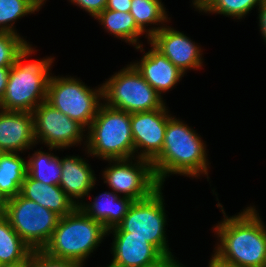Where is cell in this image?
Wrapping results in <instances>:
<instances>
[{"instance_id": "6da1fadb", "label": "cell", "mask_w": 266, "mask_h": 267, "mask_svg": "<svg viewBox=\"0 0 266 267\" xmlns=\"http://www.w3.org/2000/svg\"><path fill=\"white\" fill-rule=\"evenodd\" d=\"M213 227L219 243L214 248L221 259L238 267H266V225L255 207H247L235 216H226Z\"/></svg>"}, {"instance_id": "7a4b0ae2", "label": "cell", "mask_w": 266, "mask_h": 267, "mask_svg": "<svg viewBox=\"0 0 266 267\" xmlns=\"http://www.w3.org/2000/svg\"><path fill=\"white\" fill-rule=\"evenodd\" d=\"M206 144L194 129L171 116L167 121L161 153L152 161L157 181L163 186L169 174L208 177Z\"/></svg>"}, {"instance_id": "3957f363", "label": "cell", "mask_w": 266, "mask_h": 267, "mask_svg": "<svg viewBox=\"0 0 266 267\" xmlns=\"http://www.w3.org/2000/svg\"><path fill=\"white\" fill-rule=\"evenodd\" d=\"M33 51L32 45L28 44L11 66L6 91L0 101L1 110L32 113L40 103L46 101L51 76L49 71L54 59L47 57L22 63Z\"/></svg>"}, {"instance_id": "277c9868", "label": "cell", "mask_w": 266, "mask_h": 267, "mask_svg": "<svg viewBox=\"0 0 266 267\" xmlns=\"http://www.w3.org/2000/svg\"><path fill=\"white\" fill-rule=\"evenodd\" d=\"M107 235L102 223L89 217L77 206L71 213L60 217L51 239L42 251L57 259L83 264Z\"/></svg>"}, {"instance_id": "5b68a950", "label": "cell", "mask_w": 266, "mask_h": 267, "mask_svg": "<svg viewBox=\"0 0 266 267\" xmlns=\"http://www.w3.org/2000/svg\"><path fill=\"white\" fill-rule=\"evenodd\" d=\"M87 130V154L103 160L135 157L130 113L103 102Z\"/></svg>"}, {"instance_id": "8992f818", "label": "cell", "mask_w": 266, "mask_h": 267, "mask_svg": "<svg viewBox=\"0 0 266 267\" xmlns=\"http://www.w3.org/2000/svg\"><path fill=\"white\" fill-rule=\"evenodd\" d=\"M162 185L149 197L133 201L122 222L107 233L114 237H139L152 244L165 258L173 257L166 239V213Z\"/></svg>"}, {"instance_id": "52a82bcc", "label": "cell", "mask_w": 266, "mask_h": 267, "mask_svg": "<svg viewBox=\"0 0 266 267\" xmlns=\"http://www.w3.org/2000/svg\"><path fill=\"white\" fill-rule=\"evenodd\" d=\"M102 86L105 104L130 114L153 111L166 105L162 95L152 88L132 64L116 72Z\"/></svg>"}, {"instance_id": "ba28073f", "label": "cell", "mask_w": 266, "mask_h": 267, "mask_svg": "<svg viewBox=\"0 0 266 267\" xmlns=\"http://www.w3.org/2000/svg\"><path fill=\"white\" fill-rule=\"evenodd\" d=\"M74 77L50 76L46 102L88 129L103 100V86L90 89Z\"/></svg>"}, {"instance_id": "9c48e42d", "label": "cell", "mask_w": 266, "mask_h": 267, "mask_svg": "<svg viewBox=\"0 0 266 267\" xmlns=\"http://www.w3.org/2000/svg\"><path fill=\"white\" fill-rule=\"evenodd\" d=\"M11 227L31 250H43L52 237L60 216L20 193L8 199L5 212Z\"/></svg>"}, {"instance_id": "30bf717a", "label": "cell", "mask_w": 266, "mask_h": 267, "mask_svg": "<svg viewBox=\"0 0 266 267\" xmlns=\"http://www.w3.org/2000/svg\"><path fill=\"white\" fill-rule=\"evenodd\" d=\"M107 159L110 167L103 170L104 183L115 193L133 201L149 197L161 185L156 179L152 162L146 159ZM131 161V162H130ZM113 163V164H111Z\"/></svg>"}, {"instance_id": "8fae6325", "label": "cell", "mask_w": 266, "mask_h": 267, "mask_svg": "<svg viewBox=\"0 0 266 267\" xmlns=\"http://www.w3.org/2000/svg\"><path fill=\"white\" fill-rule=\"evenodd\" d=\"M36 143L42 141L49 150L77 146L86 140L85 128L46 101L40 103L32 112ZM85 136V137H84ZM38 140V141H37Z\"/></svg>"}, {"instance_id": "7c38bea8", "label": "cell", "mask_w": 266, "mask_h": 267, "mask_svg": "<svg viewBox=\"0 0 266 267\" xmlns=\"http://www.w3.org/2000/svg\"><path fill=\"white\" fill-rule=\"evenodd\" d=\"M164 106L148 112L130 114L132 138L134 141L135 158L152 162L162 151L167 121L171 117ZM140 152H138V150Z\"/></svg>"}, {"instance_id": "4fadbf2b", "label": "cell", "mask_w": 266, "mask_h": 267, "mask_svg": "<svg viewBox=\"0 0 266 267\" xmlns=\"http://www.w3.org/2000/svg\"><path fill=\"white\" fill-rule=\"evenodd\" d=\"M149 44L165 55L184 74L187 70H197L203 65L200 46L195 45V42L183 32L167 24L149 39Z\"/></svg>"}, {"instance_id": "5bb4252c", "label": "cell", "mask_w": 266, "mask_h": 267, "mask_svg": "<svg viewBox=\"0 0 266 267\" xmlns=\"http://www.w3.org/2000/svg\"><path fill=\"white\" fill-rule=\"evenodd\" d=\"M36 144L31 112L0 110V152L22 153Z\"/></svg>"}, {"instance_id": "9a60e30c", "label": "cell", "mask_w": 266, "mask_h": 267, "mask_svg": "<svg viewBox=\"0 0 266 267\" xmlns=\"http://www.w3.org/2000/svg\"><path fill=\"white\" fill-rule=\"evenodd\" d=\"M113 259L107 267H154L165 257L144 238L114 237Z\"/></svg>"}, {"instance_id": "2e32d148", "label": "cell", "mask_w": 266, "mask_h": 267, "mask_svg": "<svg viewBox=\"0 0 266 267\" xmlns=\"http://www.w3.org/2000/svg\"><path fill=\"white\" fill-rule=\"evenodd\" d=\"M151 47L147 53H144L139 62H134L132 65L161 95L176 86L184 77V73L152 44Z\"/></svg>"}, {"instance_id": "e0dca14e", "label": "cell", "mask_w": 266, "mask_h": 267, "mask_svg": "<svg viewBox=\"0 0 266 267\" xmlns=\"http://www.w3.org/2000/svg\"><path fill=\"white\" fill-rule=\"evenodd\" d=\"M83 158L77 156H67L60 160L62 165V175L59 186L72 200L79 206L85 196L88 197L89 192L95 186L96 177L94 171ZM77 200V201H76Z\"/></svg>"}, {"instance_id": "ac0fdd59", "label": "cell", "mask_w": 266, "mask_h": 267, "mask_svg": "<svg viewBox=\"0 0 266 267\" xmlns=\"http://www.w3.org/2000/svg\"><path fill=\"white\" fill-rule=\"evenodd\" d=\"M20 194L55 212L60 217L66 216L77 207L60 186L44 184L28 174L22 183Z\"/></svg>"}, {"instance_id": "d6986e66", "label": "cell", "mask_w": 266, "mask_h": 267, "mask_svg": "<svg viewBox=\"0 0 266 267\" xmlns=\"http://www.w3.org/2000/svg\"><path fill=\"white\" fill-rule=\"evenodd\" d=\"M133 200L121 197L115 192H104L96 196L91 203H81L78 207L89 217L103 224L109 231L117 227L126 216L127 211Z\"/></svg>"}, {"instance_id": "ffe728a7", "label": "cell", "mask_w": 266, "mask_h": 267, "mask_svg": "<svg viewBox=\"0 0 266 267\" xmlns=\"http://www.w3.org/2000/svg\"><path fill=\"white\" fill-rule=\"evenodd\" d=\"M104 29L110 34L125 40L140 49L143 52V45L139 42V37L144 32L137 26L135 19L130 12H117L114 10L105 9L96 18Z\"/></svg>"}, {"instance_id": "44dd1931", "label": "cell", "mask_w": 266, "mask_h": 267, "mask_svg": "<svg viewBox=\"0 0 266 267\" xmlns=\"http://www.w3.org/2000/svg\"><path fill=\"white\" fill-rule=\"evenodd\" d=\"M31 248L11 227L7 217L0 215V266L28 263Z\"/></svg>"}, {"instance_id": "7402d4cb", "label": "cell", "mask_w": 266, "mask_h": 267, "mask_svg": "<svg viewBox=\"0 0 266 267\" xmlns=\"http://www.w3.org/2000/svg\"><path fill=\"white\" fill-rule=\"evenodd\" d=\"M19 153L0 152V190L9 199L21 191L27 161Z\"/></svg>"}, {"instance_id": "603a6c76", "label": "cell", "mask_w": 266, "mask_h": 267, "mask_svg": "<svg viewBox=\"0 0 266 267\" xmlns=\"http://www.w3.org/2000/svg\"><path fill=\"white\" fill-rule=\"evenodd\" d=\"M165 8L161 0H132L129 12L135 19L137 26L144 34L146 32L147 35L145 37L148 38V41L156 32L166 25L164 24L165 22L169 21ZM147 24H155L158 27L146 29V26H148ZM160 24H162V26Z\"/></svg>"}, {"instance_id": "cb8c5ba5", "label": "cell", "mask_w": 266, "mask_h": 267, "mask_svg": "<svg viewBox=\"0 0 266 267\" xmlns=\"http://www.w3.org/2000/svg\"><path fill=\"white\" fill-rule=\"evenodd\" d=\"M60 160L53 153L38 150L27 161V174L44 184L59 186L62 175Z\"/></svg>"}, {"instance_id": "d4e9b609", "label": "cell", "mask_w": 266, "mask_h": 267, "mask_svg": "<svg viewBox=\"0 0 266 267\" xmlns=\"http://www.w3.org/2000/svg\"><path fill=\"white\" fill-rule=\"evenodd\" d=\"M44 3L43 0H0V32L20 35L14 29L15 21L27 14L38 12Z\"/></svg>"}, {"instance_id": "484cf974", "label": "cell", "mask_w": 266, "mask_h": 267, "mask_svg": "<svg viewBox=\"0 0 266 267\" xmlns=\"http://www.w3.org/2000/svg\"><path fill=\"white\" fill-rule=\"evenodd\" d=\"M263 0H208L198 11L223 14L234 19L244 18L254 7L257 8Z\"/></svg>"}, {"instance_id": "4316f807", "label": "cell", "mask_w": 266, "mask_h": 267, "mask_svg": "<svg viewBox=\"0 0 266 267\" xmlns=\"http://www.w3.org/2000/svg\"><path fill=\"white\" fill-rule=\"evenodd\" d=\"M28 44L20 35L0 32V67H11L18 54Z\"/></svg>"}, {"instance_id": "83f0119b", "label": "cell", "mask_w": 266, "mask_h": 267, "mask_svg": "<svg viewBox=\"0 0 266 267\" xmlns=\"http://www.w3.org/2000/svg\"><path fill=\"white\" fill-rule=\"evenodd\" d=\"M84 264L67 259H57L42 250H33L28 259V267H83Z\"/></svg>"}, {"instance_id": "f1b7e54d", "label": "cell", "mask_w": 266, "mask_h": 267, "mask_svg": "<svg viewBox=\"0 0 266 267\" xmlns=\"http://www.w3.org/2000/svg\"><path fill=\"white\" fill-rule=\"evenodd\" d=\"M71 3L78 5L81 9L88 12L93 18H96L103 10L106 9L107 0H69Z\"/></svg>"}, {"instance_id": "f546056e", "label": "cell", "mask_w": 266, "mask_h": 267, "mask_svg": "<svg viewBox=\"0 0 266 267\" xmlns=\"http://www.w3.org/2000/svg\"><path fill=\"white\" fill-rule=\"evenodd\" d=\"M132 0H107L106 9L117 12H129Z\"/></svg>"}, {"instance_id": "4dcf8cb0", "label": "cell", "mask_w": 266, "mask_h": 267, "mask_svg": "<svg viewBox=\"0 0 266 267\" xmlns=\"http://www.w3.org/2000/svg\"><path fill=\"white\" fill-rule=\"evenodd\" d=\"M257 10H259L258 12L259 13L258 19H259V26H260L259 29L266 43V0L262 1V4L258 7Z\"/></svg>"}, {"instance_id": "1f68e13d", "label": "cell", "mask_w": 266, "mask_h": 267, "mask_svg": "<svg viewBox=\"0 0 266 267\" xmlns=\"http://www.w3.org/2000/svg\"><path fill=\"white\" fill-rule=\"evenodd\" d=\"M10 69L11 67H0V101L6 91Z\"/></svg>"}, {"instance_id": "d6a6232c", "label": "cell", "mask_w": 266, "mask_h": 267, "mask_svg": "<svg viewBox=\"0 0 266 267\" xmlns=\"http://www.w3.org/2000/svg\"><path fill=\"white\" fill-rule=\"evenodd\" d=\"M210 258L209 267H238L234 263H230L226 260L221 259L216 253H214Z\"/></svg>"}, {"instance_id": "836d02e7", "label": "cell", "mask_w": 266, "mask_h": 267, "mask_svg": "<svg viewBox=\"0 0 266 267\" xmlns=\"http://www.w3.org/2000/svg\"><path fill=\"white\" fill-rule=\"evenodd\" d=\"M183 265L182 263L180 264L178 262V260L176 261V259H174L173 257H169V258H164L158 265L154 266V267H184L181 266Z\"/></svg>"}, {"instance_id": "e575fe53", "label": "cell", "mask_w": 266, "mask_h": 267, "mask_svg": "<svg viewBox=\"0 0 266 267\" xmlns=\"http://www.w3.org/2000/svg\"><path fill=\"white\" fill-rule=\"evenodd\" d=\"M8 198L0 190V215H5Z\"/></svg>"}, {"instance_id": "d590c367", "label": "cell", "mask_w": 266, "mask_h": 267, "mask_svg": "<svg viewBox=\"0 0 266 267\" xmlns=\"http://www.w3.org/2000/svg\"><path fill=\"white\" fill-rule=\"evenodd\" d=\"M208 0H193L192 3L196 10H199Z\"/></svg>"}, {"instance_id": "8d00e7d4", "label": "cell", "mask_w": 266, "mask_h": 267, "mask_svg": "<svg viewBox=\"0 0 266 267\" xmlns=\"http://www.w3.org/2000/svg\"><path fill=\"white\" fill-rule=\"evenodd\" d=\"M0 267H28V263L12 265V266H0Z\"/></svg>"}]
</instances>
